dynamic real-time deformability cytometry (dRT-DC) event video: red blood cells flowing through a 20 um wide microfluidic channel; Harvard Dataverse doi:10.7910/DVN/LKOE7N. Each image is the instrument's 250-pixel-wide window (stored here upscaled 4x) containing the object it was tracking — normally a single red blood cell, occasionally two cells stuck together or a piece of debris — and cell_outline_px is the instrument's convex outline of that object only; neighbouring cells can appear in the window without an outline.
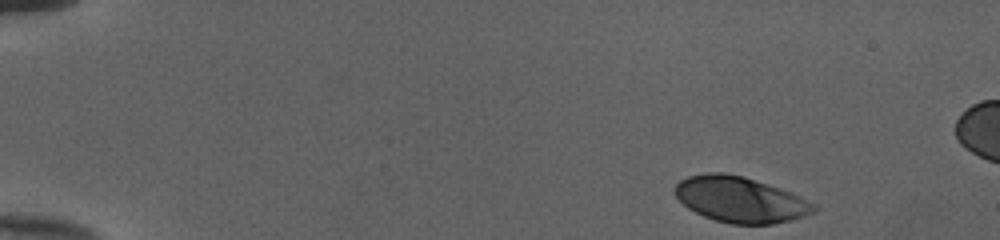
{"species": "human", "species_latin": "Homo sapiens", "temperature_condition": "cold", "stored_images_in_passage": 47, "camera_frame_rate_fps": 3000, "um_per_image_px": 0.085, "donor": {"sex": "female"}, "frame": {"image": 1, "passage_image": 1, "time_ms": 0.0, "image_size_px": [1000, 240], "cell_outline_px": [[816, 212], [792, 220], [772, 224], [728, 224], [704, 216], [688, 208], [672, 192], [676, 184], [680, 180], [688, 176], [708, 172], [720, 172], [744, 176], [800, 196], [816, 204]], "centroid_in_image_um": [62.91, 16.97], "position_along_channel_um": 22.1, "area_um2": 36.93}}
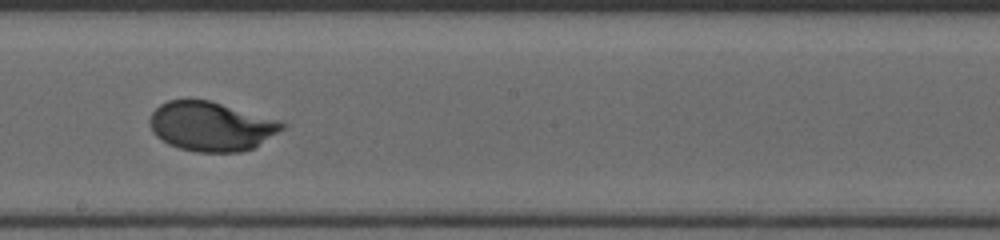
{"frame": {"image": 2, "passage_image": 26, "time_ms": 8.333, "image_size_px": [1000, 240], "cell_outline_px": [[288, 124], [284, 128], [256, 148], [240, 152], [196, 152], [180, 148], [168, 144], [156, 136], [152, 132], [148, 124], [148, 120], [152, 112], [160, 104], [168, 100], [208, 100], [284, 120]], "centroid_in_image_um": [17.99, 10.74], "position_along_channel_um": 230.2, "area_um2": 38.61}}
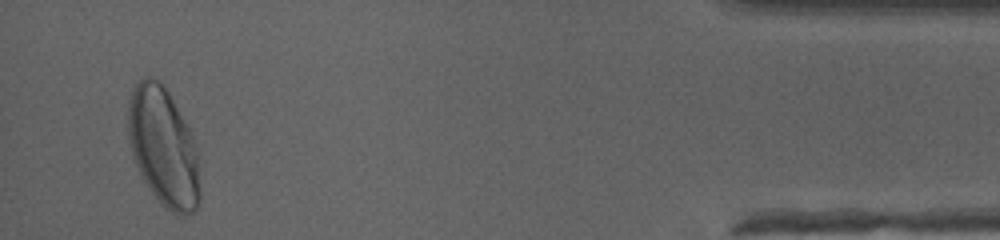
{"frame": {"image": 3, "passage_image": 45, "time_ms": 14.667, "image_size_px": [1000, 240], "cell_outline_px": [[200, 200], [196, 208], [192, 212], [184, 216], [180, 216], [172, 212], [152, 192], [144, 180], [132, 156], [128, 136], [128, 104], [132, 92], [136, 84], [144, 76], [152, 76], [160, 80], [164, 84], [184, 120], [188, 128], [196, 148], [200, 192]], "centroid_in_image_um": [13.88, 12.47], "position_along_channel_um": 421.3, "area_um2": 49.19}}